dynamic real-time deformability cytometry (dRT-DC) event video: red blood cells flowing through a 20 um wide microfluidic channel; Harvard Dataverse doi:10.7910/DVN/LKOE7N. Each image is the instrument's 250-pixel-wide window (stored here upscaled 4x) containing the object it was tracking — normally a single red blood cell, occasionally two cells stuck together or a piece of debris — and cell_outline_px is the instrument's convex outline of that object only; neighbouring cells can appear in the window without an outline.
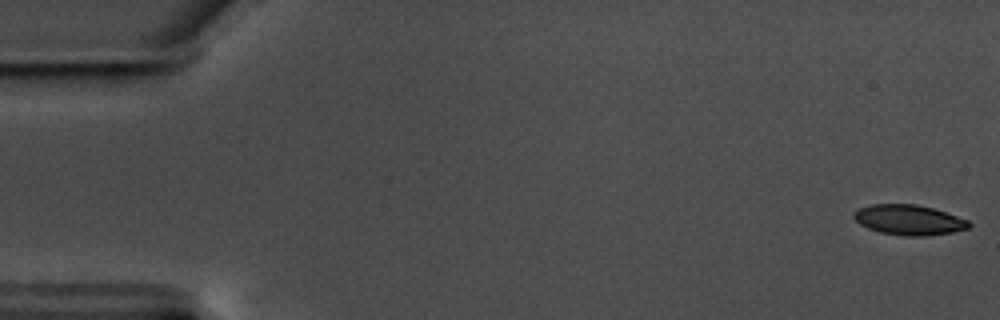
{"species": "common noctule bat (a hibernating species)", "species_latin": "Nyctalus noctula", "temperature_condition": "warm", "stored_images_in_passage": 11, "camera_frame_rate_fps": 3000, "um_per_image_px": 0.085, "animal": {"sex": "male", "body_mass_g": 17.5, "forearm_length_mm": 52.3}, "frame": {"image": 1, "passage_image": 1, "time_ms": 0.0, "image_size_px": [1000, 320], "cell_outline_px": [[972, 224], [968, 228], [952, 232], [924, 236], [908, 236], [880, 232], [868, 228], [860, 224], [852, 216], [860, 208], [872, 204], [916, 204], [932, 208], [968, 220]], "centroid_in_image_um": [77.26, 18.69], "position_along_channel_um": 7.7, "area_um2": 19.94}}